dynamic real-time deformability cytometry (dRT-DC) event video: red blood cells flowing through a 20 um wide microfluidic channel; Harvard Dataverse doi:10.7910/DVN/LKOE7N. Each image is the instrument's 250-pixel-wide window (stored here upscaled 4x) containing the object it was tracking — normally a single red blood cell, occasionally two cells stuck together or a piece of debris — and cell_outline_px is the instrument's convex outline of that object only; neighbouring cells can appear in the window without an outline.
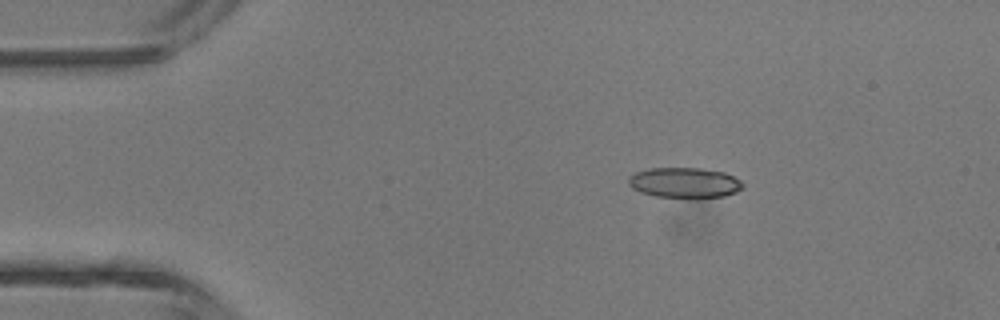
{"species": "common noctule bat (a hibernating species)", "species_latin": "Nyctalus noctula", "temperature_condition": "room temperature", "stored_images_in_passage": 5, "camera_frame_rate_fps": 3000, "um_per_image_px": 0.085, "animal": {"sex": "male", "body_mass_g": 13.3}, "frame": {"image": 1, "passage_image": 3, "time_ms": 2.0, "image_size_px": [1000, 320], "cell_outline_px": [[744, 188], [736, 192], [724, 196], [696, 200], [692, 200], [656, 196], [640, 192], [632, 188], [628, 184], [628, 176], [636, 172], [648, 168], [700, 168], [724, 172], [740, 180], [744, 184]], "centroid_in_image_um": [58.2, 15.56], "position_along_channel_um": 26.8, "area_um2": 20.92}}
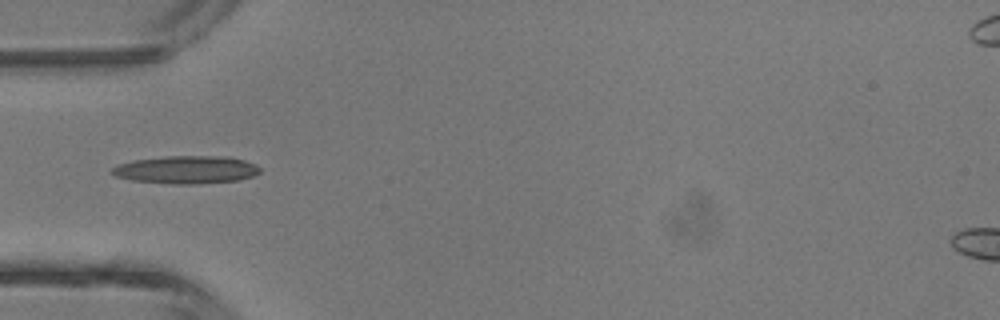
{"frame": {"image": 2, "passage_image": 5, "time_ms": 4.333, "image_size_px": [1000, 320], "cell_outline_px": [[260, 172], [252, 176], [240, 180], [196, 184], [176, 184], [132, 180], [116, 176], [108, 172], [116, 164], [132, 160], [164, 156], [228, 156], [244, 160], [256, 164], [260, 168]], "centroid_in_image_um": [15.82, 14.42], "position_along_channel_um": 69.2, "area_um2": 24.22}}